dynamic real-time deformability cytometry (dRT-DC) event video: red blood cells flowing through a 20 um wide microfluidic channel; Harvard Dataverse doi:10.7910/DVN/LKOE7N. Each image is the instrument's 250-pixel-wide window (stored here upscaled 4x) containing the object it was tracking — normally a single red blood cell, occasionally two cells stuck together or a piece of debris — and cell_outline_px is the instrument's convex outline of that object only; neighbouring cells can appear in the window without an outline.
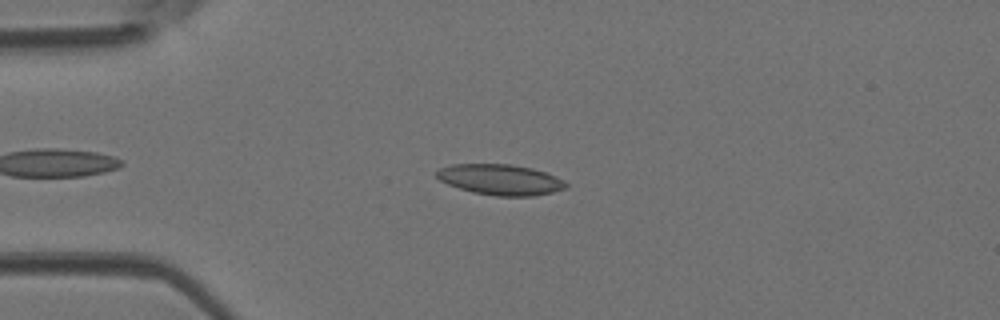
{"species": "Egyptian fruit bat (a non-hibernating species)", "species_latin": "Rousettus aegyptiacus", "temperature_condition": "room temperature", "stored_images_in_passage": 39, "camera_frame_rate_fps": 3000, "um_per_image_px": 0.085, "animal": {"sex": "female"}, "frame": {"image": 1, "passage_image": 8, "time_ms": 2.333, "image_size_px": [1000, 320], "cell_outline_px": [[568, 188], [552, 192], [532, 196], [496, 196], [472, 192], [448, 184], [440, 180], [436, 176], [436, 172], [440, 168], [452, 164], [512, 164], [532, 168], [556, 176], [564, 180], [568, 184]], "centroid_in_image_um": [42.55, 15.27], "position_along_channel_um": 42.4, "area_um2": 23.12}}
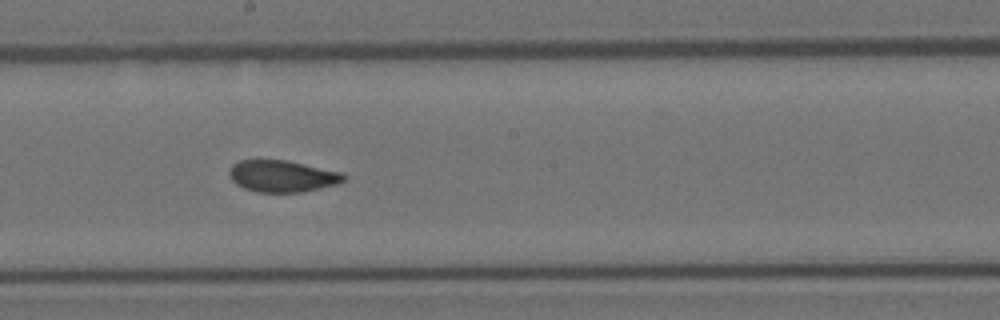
{"frame": {"image": 2, "passage_image": 22, "time_ms": 7.0, "image_size_px": [1000, 320], "cell_outline_px": [[348, 176], [344, 180], [336, 184], [320, 188], [300, 192], [256, 192], [244, 188], [236, 184], [232, 180], [228, 172], [232, 164], [240, 160], [284, 160], [340, 172]], "centroid_in_image_um": [23.95, 14.98], "position_along_channel_um": 224.2, "area_um2": 20.92}}
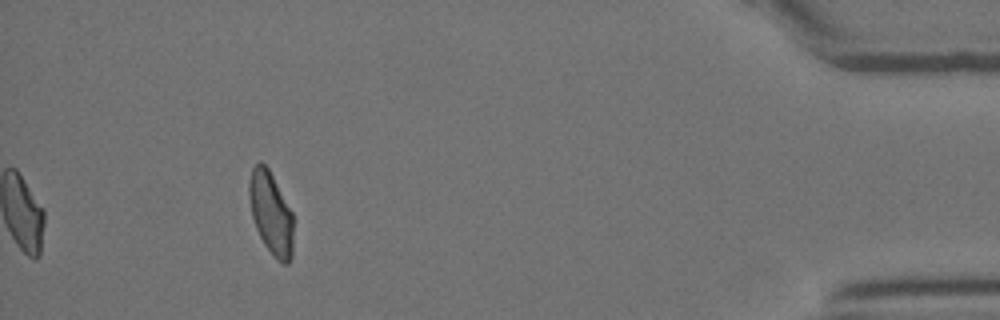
{"frame": {"image": 3, "passage_image": 39, "time_ms": 12.667, "image_size_px": [1000, 320], "cell_outline_px": [[292, 256], [288, 264], [284, 264], [264, 244], [256, 228], [252, 216], [248, 196], [248, 184], [252, 168], [260, 160], [268, 168], [292, 212]], "centroid_in_image_um": [23.0, 18.08], "position_along_channel_um": 412.2, "area_um2": 20.87}}